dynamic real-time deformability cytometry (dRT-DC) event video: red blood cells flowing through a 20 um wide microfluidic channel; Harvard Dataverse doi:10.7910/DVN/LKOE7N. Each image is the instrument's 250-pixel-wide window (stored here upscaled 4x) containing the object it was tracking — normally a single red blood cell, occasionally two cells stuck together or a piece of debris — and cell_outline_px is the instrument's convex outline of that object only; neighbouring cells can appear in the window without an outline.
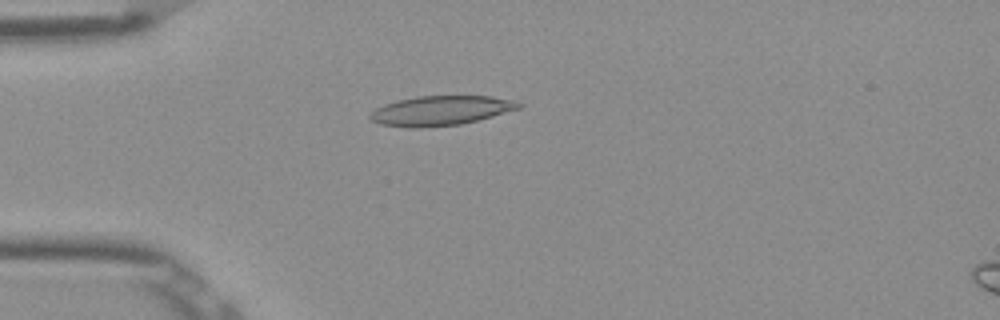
{"species": "Egyptian fruit bat (a non-hibernating species)", "species_latin": "Rousettus aegyptiacus", "temperature_condition": "room temperature", "stored_images_in_passage": 52, "camera_frame_rate_fps": 3000, "um_per_image_px": 0.085, "frame": {"image": 1, "passage_image": 14, "time_ms": 4.333, "image_size_px": [1000, 320], "cell_outline_px": [[524, 104], [520, 108], [492, 116], [460, 124], [420, 128], [408, 128], [380, 124], [372, 120], [368, 116], [368, 112], [384, 104], [396, 100], [416, 96], [492, 96], [516, 100]], "centroid_in_image_um": [37.43, 9.39], "position_along_channel_um": 47.6, "area_um2": 25.84}}
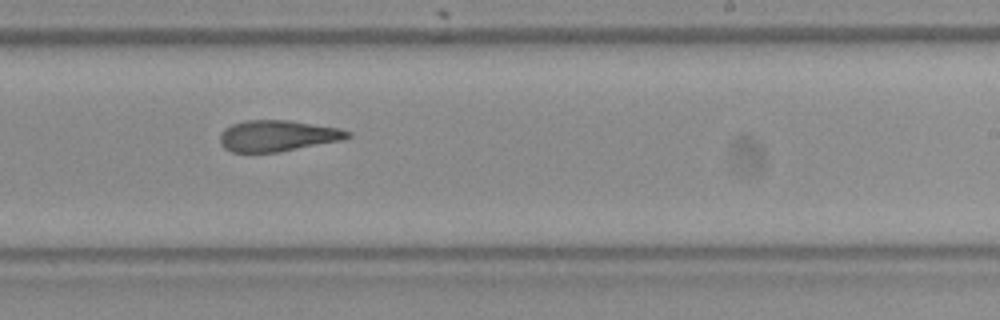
{"frame": {"image": 2, "passage_image": 32, "time_ms": 10.333, "image_size_px": [1000, 320], "cell_outline_px": [[352, 136], [340, 140], [276, 152], [232, 152], [224, 148], [220, 144], [220, 132], [224, 128], [232, 124], [244, 120], [288, 120], [340, 128], [352, 132]], "centroid_in_image_um": [23.55, 11.53], "position_along_channel_um": 265.4, "area_um2": 23.06}}
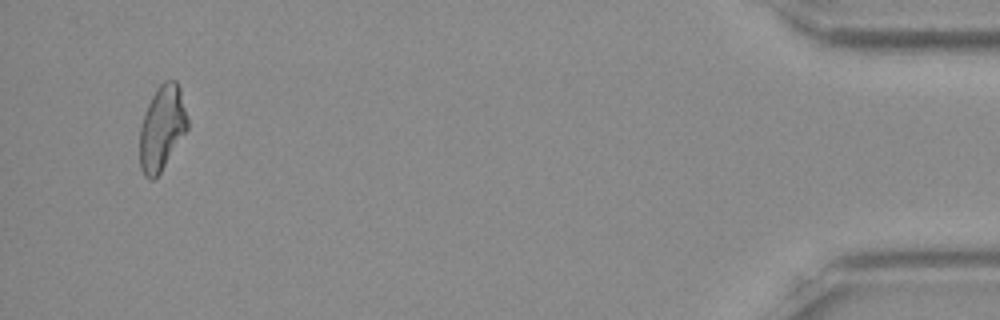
{"frame": {"image": 3, "passage_image": 50, "time_ms": 16.333, "image_size_px": [1000, 320], "cell_outline_px": [[188, 128], [160, 172], [152, 180], [148, 180], [144, 176], [140, 168], [140, 128], [148, 104], [156, 88], [164, 80], [176, 80], [180, 88], [188, 120]], "centroid_in_image_um": [13.76, 10.87], "position_along_channel_um": 421.4, "area_um2": 23.35}, "authors_computed_cell_mechanics": {"area_um2": 24.2182, "velocity_mm_per_s": 3.8916, "shape_relaxation_time_tau1_ms": null, "shape_relaxation_time_tau2_ms": 3.5279, "deformation_change_tau1": null, "deformation_change_tau2": 0.1366}}